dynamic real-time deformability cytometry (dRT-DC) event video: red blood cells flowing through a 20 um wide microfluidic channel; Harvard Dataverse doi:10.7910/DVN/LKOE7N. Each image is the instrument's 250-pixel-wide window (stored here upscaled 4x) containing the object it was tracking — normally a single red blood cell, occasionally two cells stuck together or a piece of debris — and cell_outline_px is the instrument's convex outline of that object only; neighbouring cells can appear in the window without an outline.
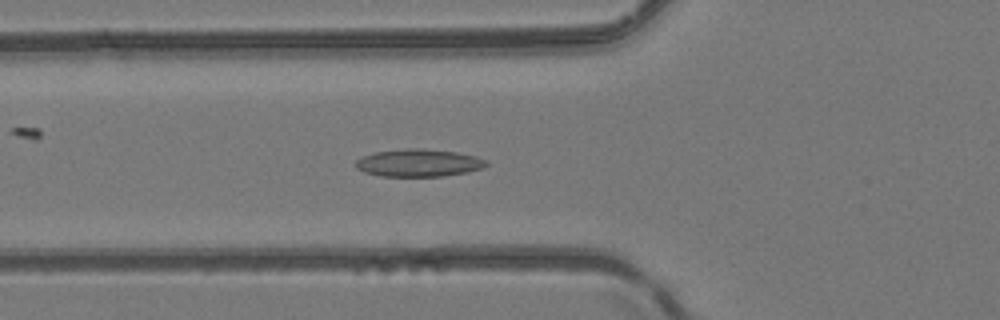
{"species": "common noctule bat (a hibernating species)", "species_latin": "Nyctalus noctula", "temperature_condition": "room temperature", "stored_images_in_passage": 36, "camera_frame_rate_fps": 3000, "um_per_image_px": 0.085, "animal": {"sex": "female", "body_mass_g": 24.6, "forearm_length_mm": 56.2}, "frame": {"image": 1, "passage_image": 3, "time_ms": 0.667, "image_size_px": [1000, 320], "cell_outline_px": [[488, 164], [484, 168], [468, 172], [444, 176], [380, 176], [364, 172], [356, 168], [356, 160], [364, 156], [376, 152], [408, 148], [424, 148], [456, 152], [476, 156], [488, 160]], "centroid_in_image_um": [35.63, 13.84], "position_along_channel_um": 90.2, "area_um2": 21.04}}
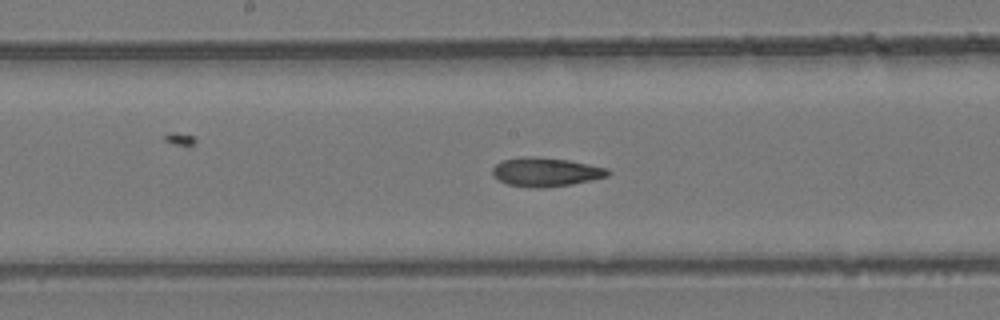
{"frame": {"image": 2, "passage_image": 11, "time_ms": 3.333, "image_size_px": [1000, 320], "cell_outline_px": [[612, 172], [608, 176], [592, 180], [572, 184], [540, 188], [528, 188], [508, 184], [492, 176], [492, 168], [500, 160], [528, 156], [532, 156], [568, 160], [608, 168]], "centroid_in_image_um": [46.38, 14.62], "position_along_channel_um": 201.8, "area_um2": 19.54}}
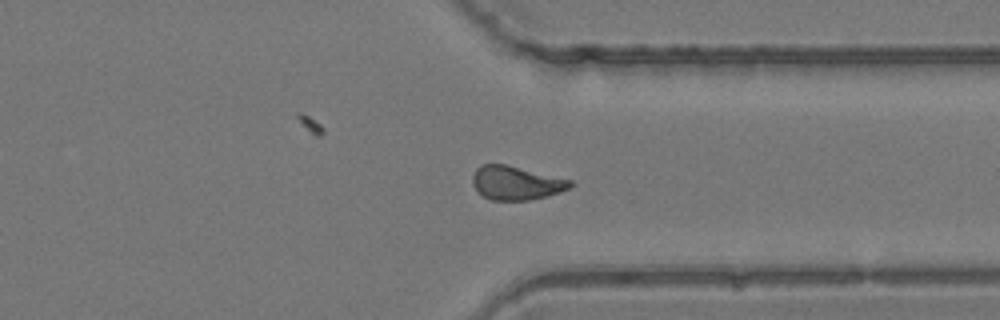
{"frame": {"image": 3, "passage_image": 23, "time_ms": 7.333, "image_size_px": [1000, 320], "cell_outline_px": [[572, 184], [568, 188], [544, 196], [528, 200], [492, 200], [484, 196], [472, 184], [472, 176], [476, 168], [480, 164], [504, 164], [572, 180]], "centroid_in_image_um": [43.81, 15.53], "position_along_channel_um": 367.6, "area_um2": 18.79}, "authors_computed_cell_mechanics": {"area_um2": 19.363, "velocity_mm_per_s": 4.1588, "shape_relaxation_time_tau1_ms": null, "shape_relaxation_time_tau2_ms": 1.8285, "deformation_change_tau1": null, "deformation_change_tau2": 0.0794}}